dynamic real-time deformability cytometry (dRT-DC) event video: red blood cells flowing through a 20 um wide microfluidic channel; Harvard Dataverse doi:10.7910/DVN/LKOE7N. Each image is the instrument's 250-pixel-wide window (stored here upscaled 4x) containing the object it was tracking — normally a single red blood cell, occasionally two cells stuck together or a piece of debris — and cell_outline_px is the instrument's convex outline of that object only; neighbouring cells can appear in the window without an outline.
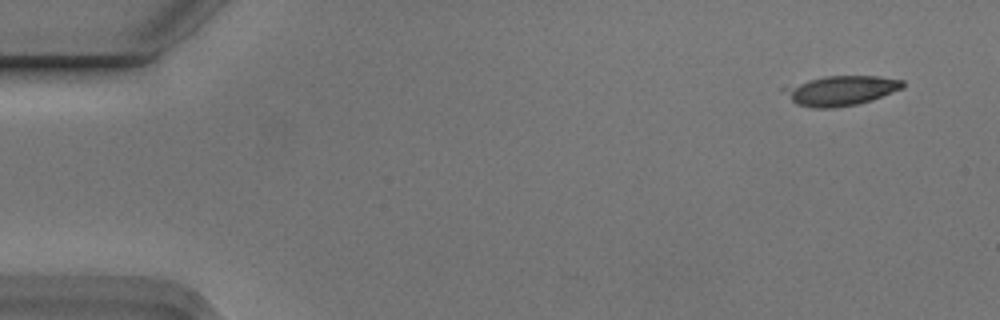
{"species": "Egyptian fruit bat (a non-hibernating species)", "species_latin": "Rousettus aegyptiacus", "temperature_condition": "cold", "stored_images_in_passage": 4, "camera_frame_rate_fps": 3000, "um_per_image_px": 0.085, "animal": {"sex": "male"}, "frame": {"image": 1, "passage_image": 1, "time_ms": 0.0, "image_size_px": [1000, 320], "cell_outline_px": [[904, 88], [856, 104], [836, 108], [812, 108], [796, 104], [780, 88], [808, 80], [824, 76], [880, 76], [904, 80]], "centroid_in_image_um": [71.46, 7.69], "position_along_channel_um": 13.5, "area_um2": 20.4}}